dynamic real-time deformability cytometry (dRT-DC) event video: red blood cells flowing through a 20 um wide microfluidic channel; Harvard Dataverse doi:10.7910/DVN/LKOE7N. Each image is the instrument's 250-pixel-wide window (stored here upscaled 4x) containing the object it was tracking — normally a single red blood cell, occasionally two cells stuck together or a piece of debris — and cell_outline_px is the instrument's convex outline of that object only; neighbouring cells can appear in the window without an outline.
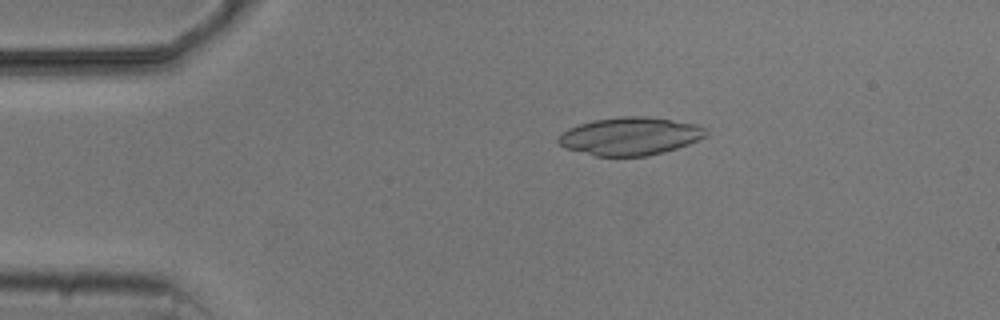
{"species": "common noctule bat (a hibernating species)", "species_latin": "Nyctalus noctula", "temperature_condition": "cold", "stored_images_in_passage": 5, "camera_frame_rate_fps": 3000, "um_per_image_px": 0.085, "animal": {"sex": "male", "body_mass_g": 20.5, "forearm_length_mm": 52.5}, "frame": {"image": 1, "passage_image": 3, "time_ms": 2.0, "image_size_px": [1000, 320], "cell_outline_px": [[708, 136], [688, 144], [664, 152], [648, 156], [596, 156], [564, 148], [556, 140], [568, 128], [580, 124], [596, 120], [620, 116], [648, 116], [696, 124], [704, 128], [708, 132]], "centroid_in_image_um": [53.58, 11.58], "position_along_channel_um": 31.4, "area_um2": 32.54}}